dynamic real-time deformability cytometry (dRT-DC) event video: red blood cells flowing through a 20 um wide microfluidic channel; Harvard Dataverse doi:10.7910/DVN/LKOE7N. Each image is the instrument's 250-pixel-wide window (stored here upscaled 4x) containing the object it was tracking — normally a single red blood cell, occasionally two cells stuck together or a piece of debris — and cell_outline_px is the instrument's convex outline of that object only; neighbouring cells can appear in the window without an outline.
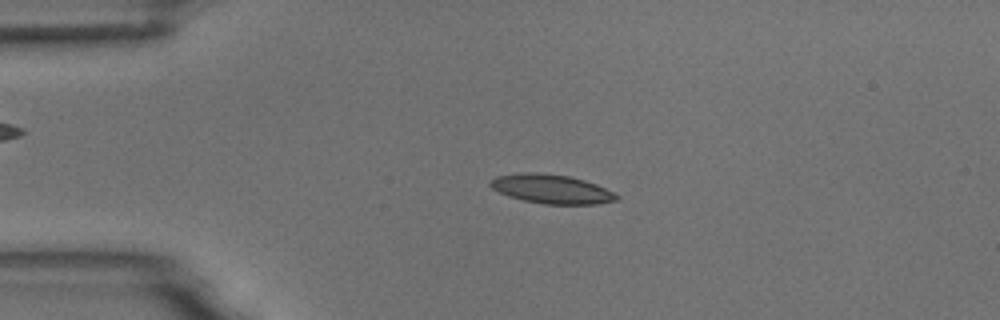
{"species": "common noctule bat (a hibernating species)", "species_latin": "Nyctalus noctula", "temperature_condition": "room temperature", "stored_images_in_passage": 54, "camera_frame_rate_fps": 3000, "um_per_image_px": 0.085, "animal": {"sex": "male", "body_mass_g": 18.8}, "frame": {"image": 1, "passage_image": 12, "time_ms": 3.667, "image_size_px": [1000, 320], "cell_outline_px": [[620, 200], [596, 204], [544, 204], [524, 200], [508, 196], [492, 188], [488, 184], [488, 180], [496, 176], [524, 172], [536, 172], [568, 176], [584, 180], [596, 184], [620, 196]], "centroid_in_image_um": [46.86, 16.06], "position_along_channel_um": 38.1, "area_um2": 21.39}}
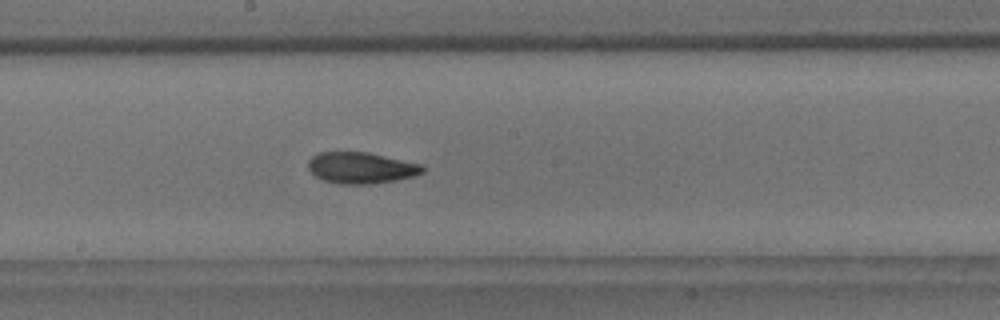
{"frame": {"image": 2, "passage_image": 29, "time_ms": 9.333, "image_size_px": [1000, 320], "cell_outline_px": [[424, 172], [412, 176], [396, 180], [368, 184], [340, 184], [324, 180], [316, 176], [308, 168], [308, 160], [312, 156], [320, 152], [368, 152], [424, 164]], "centroid_in_image_um": [30.71, 14.26], "position_along_channel_um": 217.5, "area_um2": 20.87}}
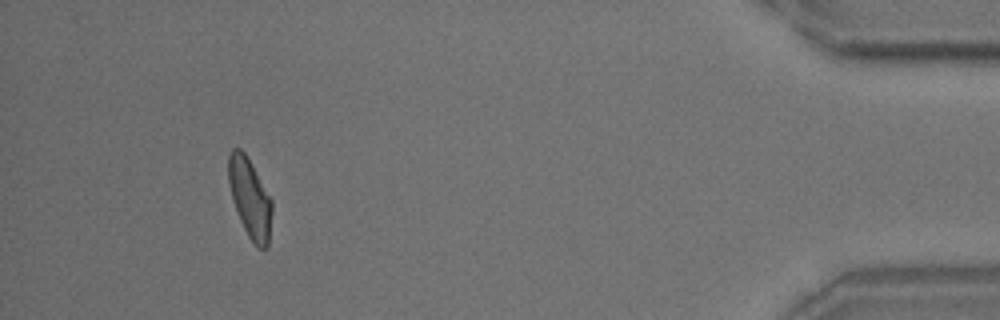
{"frame": {"image": 3, "passage_image": 50, "time_ms": 16.333, "image_size_px": [1000, 320], "cell_outline_px": [[272, 212], [268, 248], [260, 248], [248, 236], [240, 220], [232, 200], [228, 180], [228, 156], [232, 148], [240, 148], [244, 152], [272, 200]], "centroid_in_image_um": [21.23, 16.84], "position_along_channel_um": 414.0, "area_um2": 19.88}, "authors_computed_cell_mechanics": {"area_um2": 20.519, "velocity_mm_per_s": 3.7144, "shape_relaxation_time_tau1_ms": 6.4138, "shape_relaxation_time_tau2_ms": 2.5272, "deformation_change_tau1": 0.1582, "deformation_change_tau2": 0.0924}}